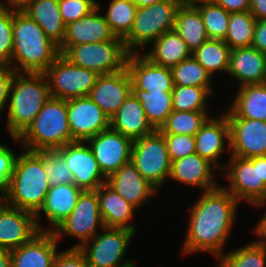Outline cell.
Returning <instances> with one entry per match:
<instances>
[{"instance_id": "55", "label": "cell", "mask_w": 266, "mask_h": 267, "mask_svg": "<svg viewBox=\"0 0 266 267\" xmlns=\"http://www.w3.org/2000/svg\"><path fill=\"white\" fill-rule=\"evenodd\" d=\"M180 6H194L203 4V3H209L213 2L214 0H178Z\"/></svg>"}, {"instance_id": "35", "label": "cell", "mask_w": 266, "mask_h": 267, "mask_svg": "<svg viewBox=\"0 0 266 267\" xmlns=\"http://www.w3.org/2000/svg\"><path fill=\"white\" fill-rule=\"evenodd\" d=\"M217 267H265L266 245L251 241L245 246L224 253Z\"/></svg>"}, {"instance_id": "12", "label": "cell", "mask_w": 266, "mask_h": 267, "mask_svg": "<svg viewBox=\"0 0 266 267\" xmlns=\"http://www.w3.org/2000/svg\"><path fill=\"white\" fill-rule=\"evenodd\" d=\"M225 165V178L229 187H224L238 202L244 200L248 204L259 207L266 206V185L260 181L259 165H254L253 158L230 156ZM229 167V168H228Z\"/></svg>"}, {"instance_id": "26", "label": "cell", "mask_w": 266, "mask_h": 267, "mask_svg": "<svg viewBox=\"0 0 266 267\" xmlns=\"http://www.w3.org/2000/svg\"><path fill=\"white\" fill-rule=\"evenodd\" d=\"M217 167L205 158L193 153L171 162L169 178L184 184L202 188L203 192L213 190L220 185L214 182L213 170Z\"/></svg>"}, {"instance_id": "46", "label": "cell", "mask_w": 266, "mask_h": 267, "mask_svg": "<svg viewBox=\"0 0 266 267\" xmlns=\"http://www.w3.org/2000/svg\"><path fill=\"white\" fill-rule=\"evenodd\" d=\"M17 155L5 146L0 147V193L5 196L11 179Z\"/></svg>"}, {"instance_id": "22", "label": "cell", "mask_w": 266, "mask_h": 267, "mask_svg": "<svg viewBox=\"0 0 266 267\" xmlns=\"http://www.w3.org/2000/svg\"><path fill=\"white\" fill-rule=\"evenodd\" d=\"M82 192V189L70 183L51 186L42 207L35 214L39 230L53 231L74 210ZM42 212L52 224V228L46 229L38 223L41 220Z\"/></svg>"}, {"instance_id": "9", "label": "cell", "mask_w": 266, "mask_h": 267, "mask_svg": "<svg viewBox=\"0 0 266 267\" xmlns=\"http://www.w3.org/2000/svg\"><path fill=\"white\" fill-rule=\"evenodd\" d=\"M51 97L68 100L89 96L99 74L71 63L61 53L44 72Z\"/></svg>"}, {"instance_id": "56", "label": "cell", "mask_w": 266, "mask_h": 267, "mask_svg": "<svg viewBox=\"0 0 266 267\" xmlns=\"http://www.w3.org/2000/svg\"><path fill=\"white\" fill-rule=\"evenodd\" d=\"M131 1L137 6V8H139V7L150 6L154 3L160 2L162 0H131Z\"/></svg>"}, {"instance_id": "34", "label": "cell", "mask_w": 266, "mask_h": 267, "mask_svg": "<svg viewBox=\"0 0 266 267\" xmlns=\"http://www.w3.org/2000/svg\"><path fill=\"white\" fill-rule=\"evenodd\" d=\"M231 48L221 39H208L192 55L213 77L228 72Z\"/></svg>"}, {"instance_id": "7", "label": "cell", "mask_w": 266, "mask_h": 267, "mask_svg": "<svg viewBox=\"0 0 266 267\" xmlns=\"http://www.w3.org/2000/svg\"><path fill=\"white\" fill-rule=\"evenodd\" d=\"M58 48L71 63L93 70L99 75L123 70L129 55L123 39L117 36L110 41L60 45Z\"/></svg>"}, {"instance_id": "48", "label": "cell", "mask_w": 266, "mask_h": 267, "mask_svg": "<svg viewBox=\"0 0 266 267\" xmlns=\"http://www.w3.org/2000/svg\"><path fill=\"white\" fill-rule=\"evenodd\" d=\"M16 73L12 67H0V114L6 105L8 107L10 88Z\"/></svg>"}, {"instance_id": "38", "label": "cell", "mask_w": 266, "mask_h": 267, "mask_svg": "<svg viewBox=\"0 0 266 267\" xmlns=\"http://www.w3.org/2000/svg\"><path fill=\"white\" fill-rule=\"evenodd\" d=\"M208 111L173 110L165 124L159 129L161 133L186 134L195 136L209 118Z\"/></svg>"}, {"instance_id": "36", "label": "cell", "mask_w": 266, "mask_h": 267, "mask_svg": "<svg viewBox=\"0 0 266 267\" xmlns=\"http://www.w3.org/2000/svg\"><path fill=\"white\" fill-rule=\"evenodd\" d=\"M256 21L250 11L230 13L225 43L231 49L251 47Z\"/></svg>"}, {"instance_id": "25", "label": "cell", "mask_w": 266, "mask_h": 267, "mask_svg": "<svg viewBox=\"0 0 266 267\" xmlns=\"http://www.w3.org/2000/svg\"><path fill=\"white\" fill-rule=\"evenodd\" d=\"M240 86L265 83L266 54L253 47L233 48L228 72Z\"/></svg>"}, {"instance_id": "13", "label": "cell", "mask_w": 266, "mask_h": 267, "mask_svg": "<svg viewBox=\"0 0 266 267\" xmlns=\"http://www.w3.org/2000/svg\"><path fill=\"white\" fill-rule=\"evenodd\" d=\"M224 113L230 126V156H266V122L238 117L231 109Z\"/></svg>"}, {"instance_id": "53", "label": "cell", "mask_w": 266, "mask_h": 267, "mask_svg": "<svg viewBox=\"0 0 266 267\" xmlns=\"http://www.w3.org/2000/svg\"><path fill=\"white\" fill-rule=\"evenodd\" d=\"M254 165H259L260 181L266 185V156L254 157Z\"/></svg>"}, {"instance_id": "37", "label": "cell", "mask_w": 266, "mask_h": 267, "mask_svg": "<svg viewBox=\"0 0 266 267\" xmlns=\"http://www.w3.org/2000/svg\"><path fill=\"white\" fill-rule=\"evenodd\" d=\"M214 94L212 88L174 85L172 90L173 110L207 111L208 98Z\"/></svg>"}, {"instance_id": "40", "label": "cell", "mask_w": 266, "mask_h": 267, "mask_svg": "<svg viewBox=\"0 0 266 267\" xmlns=\"http://www.w3.org/2000/svg\"><path fill=\"white\" fill-rule=\"evenodd\" d=\"M136 9L131 0H111L104 17L115 36L123 39L130 32Z\"/></svg>"}, {"instance_id": "3", "label": "cell", "mask_w": 266, "mask_h": 267, "mask_svg": "<svg viewBox=\"0 0 266 267\" xmlns=\"http://www.w3.org/2000/svg\"><path fill=\"white\" fill-rule=\"evenodd\" d=\"M22 151L17 155L4 202L36 214L51 185L43 166V158L36 151Z\"/></svg>"}, {"instance_id": "21", "label": "cell", "mask_w": 266, "mask_h": 267, "mask_svg": "<svg viewBox=\"0 0 266 267\" xmlns=\"http://www.w3.org/2000/svg\"><path fill=\"white\" fill-rule=\"evenodd\" d=\"M58 240L52 231H40L29 242L10 251L11 267H53Z\"/></svg>"}, {"instance_id": "2", "label": "cell", "mask_w": 266, "mask_h": 267, "mask_svg": "<svg viewBox=\"0 0 266 267\" xmlns=\"http://www.w3.org/2000/svg\"><path fill=\"white\" fill-rule=\"evenodd\" d=\"M12 38L11 67L17 73H44L60 54L58 46L46 36L43 29L15 6Z\"/></svg>"}, {"instance_id": "49", "label": "cell", "mask_w": 266, "mask_h": 267, "mask_svg": "<svg viewBox=\"0 0 266 267\" xmlns=\"http://www.w3.org/2000/svg\"><path fill=\"white\" fill-rule=\"evenodd\" d=\"M251 47L266 54V19L256 21Z\"/></svg>"}, {"instance_id": "4", "label": "cell", "mask_w": 266, "mask_h": 267, "mask_svg": "<svg viewBox=\"0 0 266 267\" xmlns=\"http://www.w3.org/2000/svg\"><path fill=\"white\" fill-rule=\"evenodd\" d=\"M50 97L49 84L44 73L14 75L6 126L12 138H19L26 131Z\"/></svg>"}, {"instance_id": "33", "label": "cell", "mask_w": 266, "mask_h": 267, "mask_svg": "<svg viewBox=\"0 0 266 267\" xmlns=\"http://www.w3.org/2000/svg\"><path fill=\"white\" fill-rule=\"evenodd\" d=\"M133 95L142 103L147 120L159 130L173 111L172 92H148L132 89Z\"/></svg>"}, {"instance_id": "42", "label": "cell", "mask_w": 266, "mask_h": 267, "mask_svg": "<svg viewBox=\"0 0 266 267\" xmlns=\"http://www.w3.org/2000/svg\"><path fill=\"white\" fill-rule=\"evenodd\" d=\"M36 152L43 158V166L51 186L74 184L73 173H71L63 157L56 149L38 150Z\"/></svg>"}, {"instance_id": "32", "label": "cell", "mask_w": 266, "mask_h": 267, "mask_svg": "<svg viewBox=\"0 0 266 267\" xmlns=\"http://www.w3.org/2000/svg\"><path fill=\"white\" fill-rule=\"evenodd\" d=\"M173 29L186 42L191 53L209 39L199 9L194 6L178 8Z\"/></svg>"}, {"instance_id": "1", "label": "cell", "mask_w": 266, "mask_h": 267, "mask_svg": "<svg viewBox=\"0 0 266 267\" xmlns=\"http://www.w3.org/2000/svg\"><path fill=\"white\" fill-rule=\"evenodd\" d=\"M238 201L224 186L202 192L190 210L183 254L209 252L216 259L224 254V246L236 222Z\"/></svg>"}, {"instance_id": "5", "label": "cell", "mask_w": 266, "mask_h": 267, "mask_svg": "<svg viewBox=\"0 0 266 267\" xmlns=\"http://www.w3.org/2000/svg\"><path fill=\"white\" fill-rule=\"evenodd\" d=\"M67 100L50 97L32 124L14 141L29 151L54 150L71 142Z\"/></svg>"}, {"instance_id": "47", "label": "cell", "mask_w": 266, "mask_h": 267, "mask_svg": "<svg viewBox=\"0 0 266 267\" xmlns=\"http://www.w3.org/2000/svg\"><path fill=\"white\" fill-rule=\"evenodd\" d=\"M53 267H89V265L78 248H68L57 254Z\"/></svg>"}, {"instance_id": "24", "label": "cell", "mask_w": 266, "mask_h": 267, "mask_svg": "<svg viewBox=\"0 0 266 267\" xmlns=\"http://www.w3.org/2000/svg\"><path fill=\"white\" fill-rule=\"evenodd\" d=\"M100 4L88 15L66 25V33L61 45H80L113 40L116 36L111 31L104 15L100 14Z\"/></svg>"}, {"instance_id": "43", "label": "cell", "mask_w": 266, "mask_h": 267, "mask_svg": "<svg viewBox=\"0 0 266 267\" xmlns=\"http://www.w3.org/2000/svg\"><path fill=\"white\" fill-rule=\"evenodd\" d=\"M13 5L0 1V67H11Z\"/></svg>"}, {"instance_id": "16", "label": "cell", "mask_w": 266, "mask_h": 267, "mask_svg": "<svg viewBox=\"0 0 266 267\" xmlns=\"http://www.w3.org/2000/svg\"><path fill=\"white\" fill-rule=\"evenodd\" d=\"M71 142L86 141L110 127V118L89 96L67 100Z\"/></svg>"}, {"instance_id": "23", "label": "cell", "mask_w": 266, "mask_h": 267, "mask_svg": "<svg viewBox=\"0 0 266 267\" xmlns=\"http://www.w3.org/2000/svg\"><path fill=\"white\" fill-rule=\"evenodd\" d=\"M106 183L116 190L124 200L137 208L144 202H149V199L158 192L144 179L131 161L109 176Z\"/></svg>"}, {"instance_id": "11", "label": "cell", "mask_w": 266, "mask_h": 267, "mask_svg": "<svg viewBox=\"0 0 266 267\" xmlns=\"http://www.w3.org/2000/svg\"><path fill=\"white\" fill-rule=\"evenodd\" d=\"M99 227L104 229L97 193L95 190L83 191L71 214L52 232L58 241L63 234L78 238L80 241L70 248H79L98 233Z\"/></svg>"}, {"instance_id": "20", "label": "cell", "mask_w": 266, "mask_h": 267, "mask_svg": "<svg viewBox=\"0 0 266 267\" xmlns=\"http://www.w3.org/2000/svg\"><path fill=\"white\" fill-rule=\"evenodd\" d=\"M195 142L196 154L210 161L221 172L224 171L225 166L218 160L226 150V143L230 148V126L226 115L219 118L209 117L195 135Z\"/></svg>"}, {"instance_id": "51", "label": "cell", "mask_w": 266, "mask_h": 267, "mask_svg": "<svg viewBox=\"0 0 266 267\" xmlns=\"http://www.w3.org/2000/svg\"><path fill=\"white\" fill-rule=\"evenodd\" d=\"M249 11L256 20L266 19V0H250Z\"/></svg>"}, {"instance_id": "17", "label": "cell", "mask_w": 266, "mask_h": 267, "mask_svg": "<svg viewBox=\"0 0 266 267\" xmlns=\"http://www.w3.org/2000/svg\"><path fill=\"white\" fill-rule=\"evenodd\" d=\"M39 232L34 213L2 203L0 206L1 249L12 251L29 242Z\"/></svg>"}, {"instance_id": "50", "label": "cell", "mask_w": 266, "mask_h": 267, "mask_svg": "<svg viewBox=\"0 0 266 267\" xmlns=\"http://www.w3.org/2000/svg\"><path fill=\"white\" fill-rule=\"evenodd\" d=\"M229 13L246 12L250 8V0H214Z\"/></svg>"}, {"instance_id": "19", "label": "cell", "mask_w": 266, "mask_h": 267, "mask_svg": "<svg viewBox=\"0 0 266 267\" xmlns=\"http://www.w3.org/2000/svg\"><path fill=\"white\" fill-rule=\"evenodd\" d=\"M132 92V81L125 67L123 70L99 75L89 97L111 118Z\"/></svg>"}, {"instance_id": "54", "label": "cell", "mask_w": 266, "mask_h": 267, "mask_svg": "<svg viewBox=\"0 0 266 267\" xmlns=\"http://www.w3.org/2000/svg\"><path fill=\"white\" fill-rule=\"evenodd\" d=\"M0 267H11V252L0 248Z\"/></svg>"}, {"instance_id": "8", "label": "cell", "mask_w": 266, "mask_h": 267, "mask_svg": "<svg viewBox=\"0 0 266 267\" xmlns=\"http://www.w3.org/2000/svg\"><path fill=\"white\" fill-rule=\"evenodd\" d=\"M78 249L86 257L89 267H134L124 260L135 232L124 228H106Z\"/></svg>"}, {"instance_id": "58", "label": "cell", "mask_w": 266, "mask_h": 267, "mask_svg": "<svg viewBox=\"0 0 266 267\" xmlns=\"http://www.w3.org/2000/svg\"><path fill=\"white\" fill-rule=\"evenodd\" d=\"M3 202H4V196L0 193V206L2 205Z\"/></svg>"}, {"instance_id": "45", "label": "cell", "mask_w": 266, "mask_h": 267, "mask_svg": "<svg viewBox=\"0 0 266 267\" xmlns=\"http://www.w3.org/2000/svg\"><path fill=\"white\" fill-rule=\"evenodd\" d=\"M96 0H59V11L63 22L67 25L93 11L97 7Z\"/></svg>"}, {"instance_id": "27", "label": "cell", "mask_w": 266, "mask_h": 267, "mask_svg": "<svg viewBox=\"0 0 266 267\" xmlns=\"http://www.w3.org/2000/svg\"><path fill=\"white\" fill-rule=\"evenodd\" d=\"M99 202V210L106 228H124L136 233V227L129 222L138 208L124 200L107 183L95 190Z\"/></svg>"}, {"instance_id": "57", "label": "cell", "mask_w": 266, "mask_h": 267, "mask_svg": "<svg viewBox=\"0 0 266 267\" xmlns=\"http://www.w3.org/2000/svg\"><path fill=\"white\" fill-rule=\"evenodd\" d=\"M31 0H7V3L17 7L21 8L25 3L29 2Z\"/></svg>"}, {"instance_id": "6", "label": "cell", "mask_w": 266, "mask_h": 267, "mask_svg": "<svg viewBox=\"0 0 266 267\" xmlns=\"http://www.w3.org/2000/svg\"><path fill=\"white\" fill-rule=\"evenodd\" d=\"M180 7L178 0H162L147 7L136 9L130 32L123 38L129 53L152 44L166 31L173 30L176 13Z\"/></svg>"}, {"instance_id": "15", "label": "cell", "mask_w": 266, "mask_h": 267, "mask_svg": "<svg viewBox=\"0 0 266 267\" xmlns=\"http://www.w3.org/2000/svg\"><path fill=\"white\" fill-rule=\"evenodd\" d=\"M86 142L106 178L131 161L133 140L111 127L87 139Z\"/></svg>"}, {"instance_id": "30", "label": "cell", "mask_w": 266, "mask_h": 267, "mask_svg": "<svg viewBox=\"0 0 266 267\" xmlns=\"http://www.w3.org/2000/svg\"><path fill=\"white\" fill-rule=\"evenodd\" d=\"M153 63L172 68L192 55L186 42L173 29L163 33L152 43L151 50L143 53Z\"/></svg>"}, {"instance_id": "39", "label": "cell", "mask_w": 266, "mask_h": 267, "mask_svg": "<svg viewBox=\"0 0 266 267\" xmlns=\"http://www.w3.org/2000/svg\"><path fill=\"white\" fill-rule=\"evenodd\" d=\"M174 85L211 88L212 76L193 55L171 68Z\"/></svg>"}, {"instance_id": "31", "label": "cell", "mask_w": 266, "mask_h": 267, "mask_svg": "<svg viewBox=\"0 0 266 267\" xmlns=\"http://www.w3.org/2000/svg\"><path fill=\"white\" fill-rule=\"evenodd\" d=\"M230 109L240 118L266 122V84H249L238 88Z\"/></svg>"}, {"instance_id": "44", "label": "cell", "mask_w": 266, "mask_h": 267, "mask_svg": "<svg viewBox=\"0 0 266 267\" xmlns=\"http://www.w3.org/2000/svg\"><path fill=\"white\" fill-rule=\"evenodd\" d=\"M162 134L171 162L196 153L195 136L170 133Z\"/></svg>"}, {"instance_id": "10", "label": "cell", "mask_w": 266, "mask_h": 267, "mask_svg": "<svg viewBox=\"0 0 266 267\" xmlns=\"http://www.w3.org/2000/svg\"><path fill=\"white\" fill-rule=\"evenodd\" d=\"M131 162L153 187L159 190L169 179L171 161L159 130L133 141ZM166 179V180H165Z\"/></svg>"}, {"instance_id": "28", "label": "cell", "mask_w": 266, "mask_h": 267, "mask_svg": "<svg viewBox=\"0 0 266 267\" xmlns=\"http://www.w3.org/2000/svg\"><path fill=\"white\" fill-rule=\"evenodd\" d=\"M110 127L133 141L155 131L147 120L142 103L132 92L110 118Z\"/></svg>"}, {"instance_id": "52", "label": "cell", "mask_w": 266, "mask_h": 267, "mask_svg": "<svg viewBox=\"0 0 266 267\" xmlns=\"http://www.w3.org/2000/svg\"><path fill=\"white\" fill-rule=\"evenodd\" d=\"M260 219L261 220H259L258 223L255 224V228H253L254 234H256L259 238L254 241L266 245V213Z\"/></svg>"}, {"instance_id": "18", "label": "cell", "mask_w": 266, "mask_h": 267, "mask_svg": "<svg viewBox=\"0 0 266 267\" xmlns=\"http://www.w3.org/2000/svg\"><path fill=\"white\" fill-rule=\"evenodd\" d=\"M126 68L131 77L132 89L172 92L174 88L171 68L153 63L143 53H129Z\"/></svg>"}, {"instance_id": "14", "label": "cell", "mask_w": 266, "mask_h": 267, "mask_svg": "<svg viewBox=\"0 0 266 267\" xmlns=\"http://www.w3.org/2000/svg\"><path fill=\"white\" fill-rule=\"evenodd\" d=\"M74 177V185L83 191H94L107 182L86 141H73L56 149Z\"/></svg>"}, {"instance_id": "41", "label": "cell", "mask_w": 266, "mask_h": 267, "mask_svg": "<svg viewBox=\"0 0 266 267\" xmlns=\"http://www.w3.org/2000/svg\"><path fill=\"white\" fill-rule=\"evenodd\" d=\"M209 39L224 40L228 32L230 13L214 1L196 6Z\"/></svg>"}, {"instance_id": "29", "label": "cell", "mask_w": 266, "mask_h": 267, "mask_svg": "<svg viewBox=\"0 0 266 267\" xmlns=\"http://www.w3.org/2000/svg\"><path fill=\"white\" fill-rule=\"evenodd\" d=\"M20 9L33 19L58 47L63 43L66 24L59 11V0H31Z\"/></svg>"}]
</instances>
